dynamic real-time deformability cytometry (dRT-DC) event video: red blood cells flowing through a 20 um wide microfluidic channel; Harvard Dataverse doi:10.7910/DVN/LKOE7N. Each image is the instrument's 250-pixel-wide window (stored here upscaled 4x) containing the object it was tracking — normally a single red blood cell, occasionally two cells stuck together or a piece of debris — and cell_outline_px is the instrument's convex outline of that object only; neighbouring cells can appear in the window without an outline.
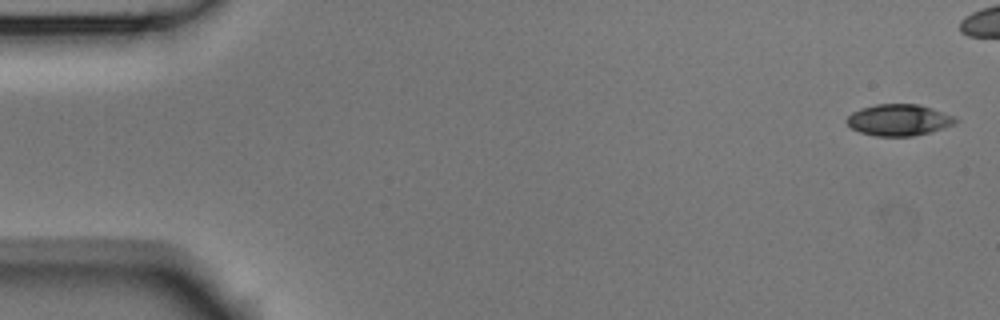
{"species": "Egyptian fruit bat (a non-hibernating species)", "species_latin": "Rousettus aegyptiacus", "temperature_condition": "room temperature", "stored_images_in_passage": 6, "camera_frame_rate_fps": 3000, "um_per_image_px": 0.085, "animal": {"sex": "male"}, "frame": {"image": 1, "passage_image": 1, "time_ms": 0.0, "image_size_px": [1000, 320], "cell_outline_px": [[960, 120], [944, 128], [912, 136], [876, 136], [860, 132], [852, 128], [844, 120], [852, 112], [860, 108], [876, 104], [920, 104], [956, 116]], "centroid_in_image_um": [76.4, 10.18], "position_along_channel_um": 8.6, "area_um2": 20.0}}